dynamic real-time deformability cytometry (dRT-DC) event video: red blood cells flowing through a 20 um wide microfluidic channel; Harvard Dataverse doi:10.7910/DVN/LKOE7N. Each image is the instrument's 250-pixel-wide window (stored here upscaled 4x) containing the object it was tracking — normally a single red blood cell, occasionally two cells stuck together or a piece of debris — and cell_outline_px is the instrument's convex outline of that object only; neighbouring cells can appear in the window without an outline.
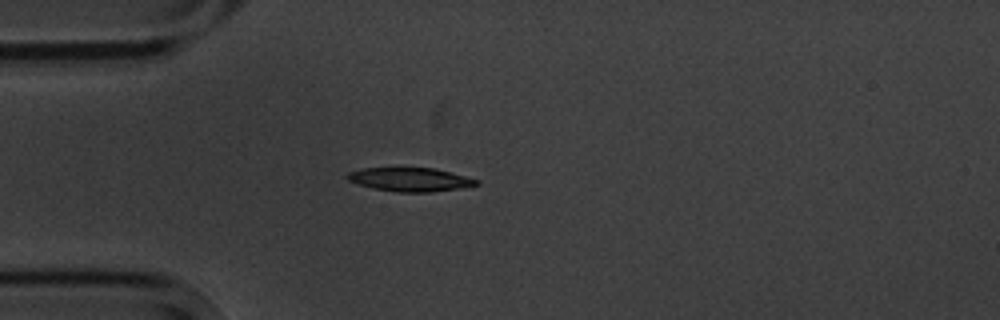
{"species": "common noctule bat (a hibernating species)", "species_latin": "Nyctalus noctula", "temperature_condition": "cold", "stored_images_in_passage": 3, "camera_frame_rate_fps": 3000, "um_per_image_px": 0.085, "animal": {"sex": "male", "body_mass_g": 20.1, "forearm_length_mm": 53.5}, "frame": {"image": 1, "passage_image": 2, "time_ms": 1.333, "image_size_px": [1000, 320], "cell_outline_px": [[480, 184], [460, 188], [432, 192], [396, 192], [372, 188], [356, 184], [348, 180], [344, 176], [348, 172], [364, 168], [432, 168], [480, 180]], "centroid_in_image_um": [34.81, 15.27], "position_along_channel_um": 50.2, "area_um2": 17.8}}